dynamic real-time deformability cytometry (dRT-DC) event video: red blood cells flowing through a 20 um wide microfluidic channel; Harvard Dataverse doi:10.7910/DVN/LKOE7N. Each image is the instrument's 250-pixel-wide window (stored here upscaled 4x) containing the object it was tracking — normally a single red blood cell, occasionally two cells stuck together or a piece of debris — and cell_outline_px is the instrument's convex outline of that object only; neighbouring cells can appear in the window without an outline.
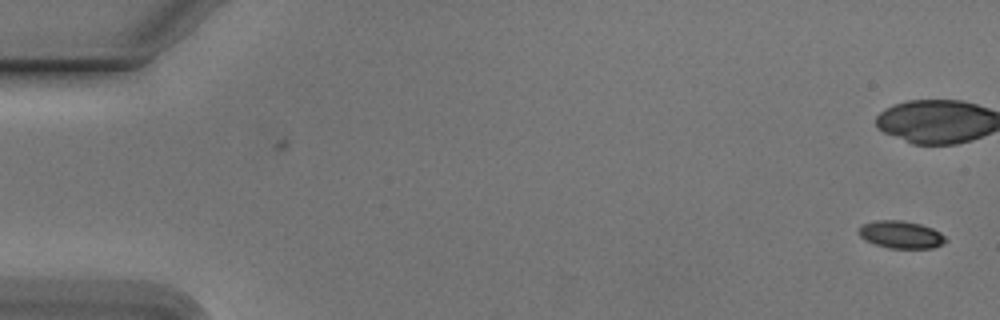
{"species": "Egyptian fruit bat (a non-hibernating species)", "species_latin": "Rousettus aegyptiacus", "temperature_condition": "cold", "stored_images_in_passage": 54, "camera_frame_rate_fps": 3000, "um_per_image_px": 0.085, "animal": {"sex": "male"}, "frame": {"image": 1, "passage_image": 1, "time_ms": 0.0, "image_size_px": [1000, 320], "cell_outline_px": [[948, 240], [944, 244], [932, 248], [888, 248], [864, 240], [856, 232], [860, 224], [876, 220], [904, 220], [920, 224], [932, 228], [940, 232]], "centroid_in_image_um": [76.55, 19.93], "position_along_channel_um": 8.5, "area_um2": 14.16}, "authors_computed_cell_mechanics": {"area_um2": 14.8835, "velocity_mm_per_s": 3.7776, "shape_relaxation_time_tau1_ms": 3.6846, "shape_relaxation_time_tau2_ms": null, "deformation_change_tau1": 0.1019, "deformation_change_tau2": null}}